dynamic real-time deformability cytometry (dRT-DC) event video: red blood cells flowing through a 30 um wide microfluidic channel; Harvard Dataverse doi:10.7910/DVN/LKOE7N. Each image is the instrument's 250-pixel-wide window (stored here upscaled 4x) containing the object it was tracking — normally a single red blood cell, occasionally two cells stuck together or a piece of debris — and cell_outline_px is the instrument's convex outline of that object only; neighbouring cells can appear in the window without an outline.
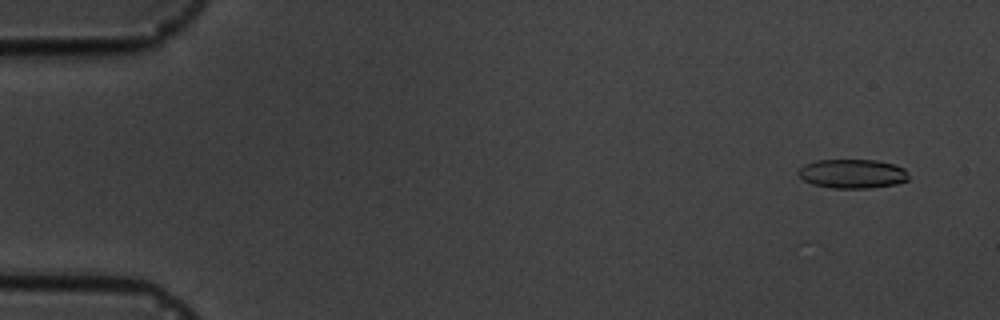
{"species": "common noctule bat (a hibernating species)", "species_latin": "Nyctalus noctula", "temperature_condition": "cold", "stored_images_in_passage": 16, "camera_frame_rate_fps": 3000, "um_per_image_px": 0.085, "animal": {"sex": "male", "body_mass_g": 19.5, "forearm_length_mm": 54.6}, "frame": {"image": 1, "passage_image": 2, "time_ms": 1.0, "image_size_px": [1000, 320], "cell_outline_px": [[908, 180], [896, 184], [868, 188], [832, 188], [812, 184], [804, 180], [796, 172], [804, 164], [816, 160], [876, 160], [896, 164], [904, 168], [908, 172]], "centroid_in_image_um": [72.46, 14.76], "position_along_channel_um": 12.5, "area_um2": 18.84}}